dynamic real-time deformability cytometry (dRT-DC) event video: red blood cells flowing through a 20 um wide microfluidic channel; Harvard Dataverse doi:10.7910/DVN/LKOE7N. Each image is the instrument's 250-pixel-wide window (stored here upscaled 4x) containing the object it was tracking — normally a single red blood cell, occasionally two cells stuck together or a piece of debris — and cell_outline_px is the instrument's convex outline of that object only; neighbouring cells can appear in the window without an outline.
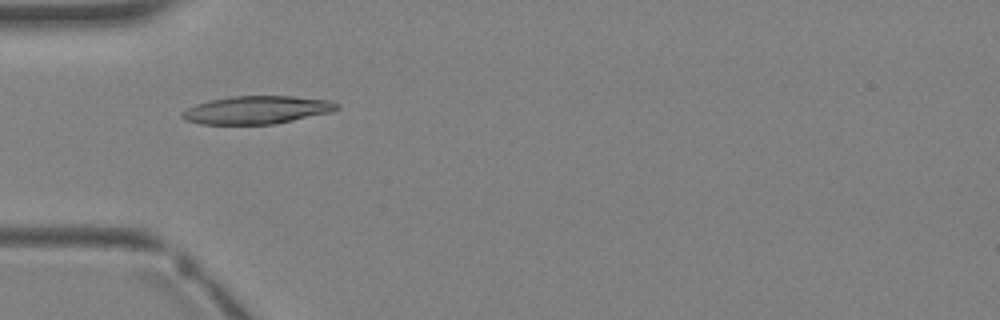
{"species": "Egyptian fruit bat (a non-hibernating species)", "species_latin": "Rousettus aegyptiacus", "temperature_condition": "warm", "stored_images_in_passage": 3, "camera_frame_rate_fps": 3000, "um_per_image_px": 0.085, "animal": {"sex": "female"}, "frame": {"image": 1, "passage_image": 3, "time_ms": 2.333, "image_size_px": [1000, 320], "cell_outline_px": [[340, 108], [332, 112], [272, 124], [200, 124], [184, 120], [180, 116], [180, 112], [196, 104], [212, 100], [232, 96], [292, 96], [332, 100], [340, 104]], "centroid_in_image_um": [21.85, 9.34], "position_along_channel_um": 63.2, "area_um2": 25.26}}